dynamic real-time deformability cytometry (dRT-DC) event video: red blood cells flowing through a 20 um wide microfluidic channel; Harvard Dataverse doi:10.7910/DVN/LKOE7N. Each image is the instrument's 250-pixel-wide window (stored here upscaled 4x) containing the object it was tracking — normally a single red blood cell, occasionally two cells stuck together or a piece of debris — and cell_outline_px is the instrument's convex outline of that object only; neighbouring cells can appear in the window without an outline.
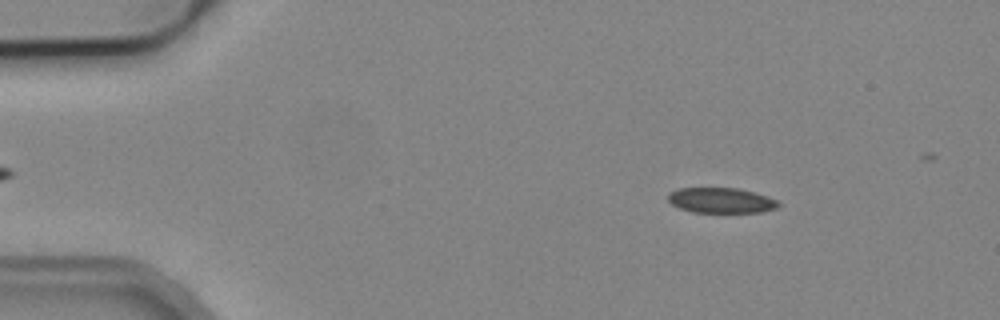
{"species": "common noctule bat (a hibernating species)", "species_latin": "Nyctalus noctula", "temperature_condition": "cold", "stored_images_in_passage": 4, "camera_frame_rate_fps": 3000, "um_per_image_px": 0.085, "animal": {"sex": "male", "body_mass_g": 19.2, "forearm_length_mm": 51.8}, "frame": {"image": 1, "passage_image": 1, "time_ms": 0.0, "image_size_px": [1000, 320], "cell_outline_px": [[780, 204], [776, 208], [760, 212], [692, 212], [680, 208], [672, 204], [668, 200], [668, 192], [680, 188], [740, 188], [756, 192], [768, 196], [776, 200]], "centroid_in_image_um": [61.29, 17.02], "position_along_channel_um": 23.7, "area_um2": 16.3}}
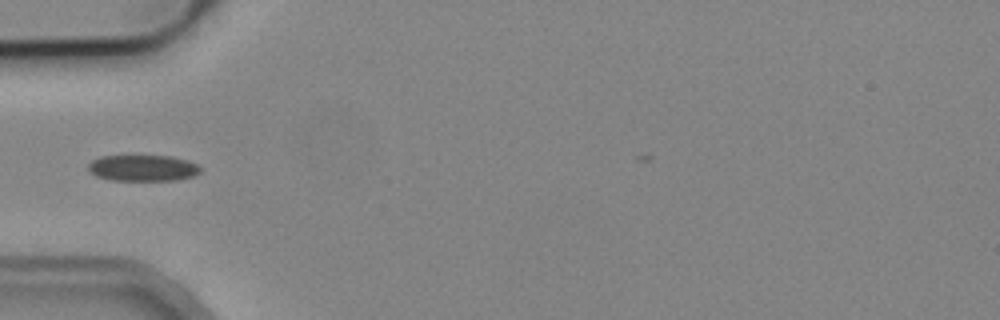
{"frame": {"image": 2, "passage_image": 4, "time_ms": 3.333, "image_size_px": [1000, 320], "cell_outline_px": [[200, 172], [196, 176], [176, 180], [108, 180], [96, 176], [88, 168], [88, 164], [92, 160], [100, 156], [172, 156], [196, 164], [200, 168]], "centroid_in_image_um": [12.13, 14.29], "position_along_channel_um": 72.9, "area_um2": 17.05}}